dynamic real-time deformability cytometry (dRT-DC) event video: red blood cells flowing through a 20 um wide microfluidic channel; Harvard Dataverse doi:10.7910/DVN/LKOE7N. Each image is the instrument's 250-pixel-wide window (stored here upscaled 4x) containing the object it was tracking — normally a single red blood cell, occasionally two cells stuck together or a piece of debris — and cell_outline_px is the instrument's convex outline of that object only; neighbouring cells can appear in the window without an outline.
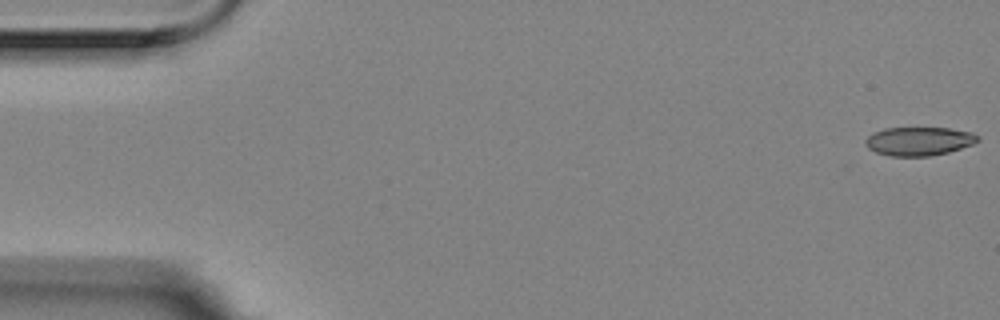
{"species": "Egyptian fruit bat (a non-hibernating species)", "species_latin": "Rousettus aegyptiacus", "temperature_condition": "room temperature", "stored_images_in_passage": 13, "camera_frame_rate_fps": 3000, "um_per_image_px": 0.085, "animal": {"sex": "female"}, "frame": {"image": 1, "passage_image": 1, "time_ms": 0.0, "image_size_px": [1000, 320], "cell_outline_px": [[980, 140], [972, 144], [948, 152], [928, 156], [892, 156], [876, 152], [868, 148], [864, 144], [864, 140], [872, 132], [884, 128], [948, 128], [972, 132], [980, 136]], "centroid_in_image_um": [78.09, 11.99], "position_along_channel_um": 6.9, "area_um2": 18.79}}